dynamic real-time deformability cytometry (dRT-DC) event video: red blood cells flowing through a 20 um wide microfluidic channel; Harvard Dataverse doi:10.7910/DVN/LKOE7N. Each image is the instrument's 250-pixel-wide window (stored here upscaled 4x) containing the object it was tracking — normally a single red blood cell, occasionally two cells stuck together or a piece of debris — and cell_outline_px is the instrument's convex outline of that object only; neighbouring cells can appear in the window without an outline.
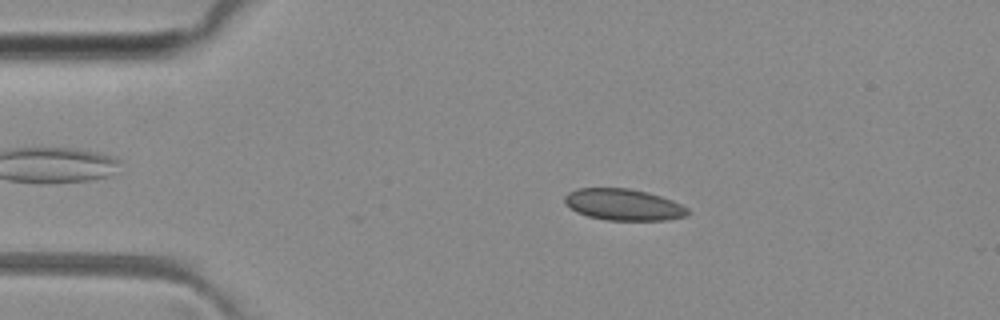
{"species": "common noctule bat (a hibernating species)", "species_latin": "Nyctalus noctula", "temperature_condition": "room temperature", "stored_images_in_passage": 40, "camera_frame_rate_fps": 3000, "um_per_image_px": 0.085, "animal": {"sex": "female", "body_mass_g": 29.2, "forearm_length_mm": 56.3}, "frame": {"image": 1, "passage_image": 9, "time_ms": 2.667, "image_size_px": [1000, 320], "cell_outline_px": [[688, 216], [668, 220], [608, 220], [588, 216], [576, 212], [564, 204], [564, 196], [568, 192], [576, 188], [628, 188], [648, 192], [672, 200], [688, 208]], "centroid_in_image_um": [52.97, 17.39], "position_along_channel_um": 32.0, "area_um2": 22.72}}
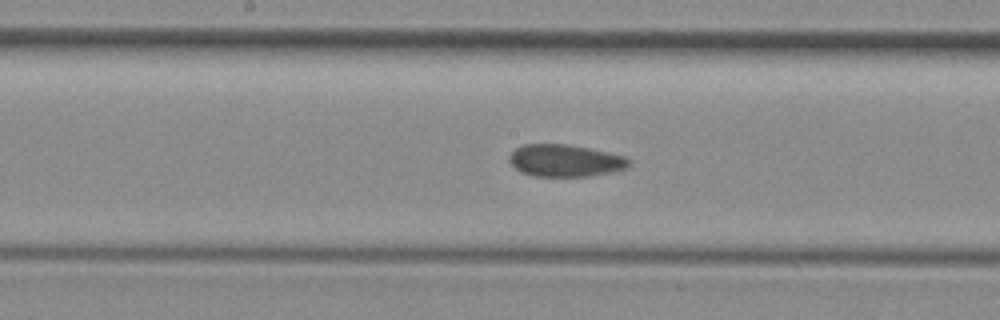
{"frame": {"image": 2, "passage_image": 25, "time_ms": 8.0, "image_size_px": [1000, 320], "cell_outline_px": [[632, 164], [628, 168], [612, 172], [592, 176], [532, 176], [520, 172], [508, 160], [508, 156], [516, 148], [524, 144], [572, 144], [628, 156], [632, 160]], "centroid_in_image_um": [48.11, 13.64], "position_along_channel_um": 200.1, "area_um2": 22.95}}
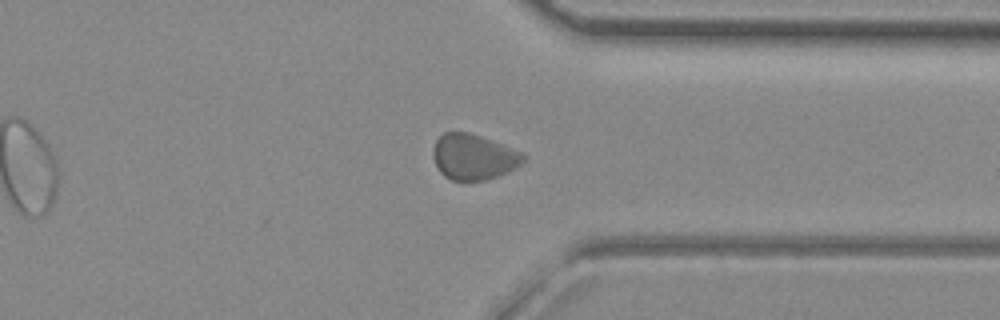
{"frame": {"image": 3, "passage_image": 38, "time_ms": 12.333, "image_size_px": [1000, 320], "cell_outline_px": [[524, 160], [520, 164], [508, 172], [488, 180], [452, 180], [444, 176], [440, 172], [432, 156], [432, 148], [436, 140], [444, 132], [468, 132], [492, 140], [520, 152], [524, 156]], "centroid_in_image_um": [40.21, 13.34], "position_along_channel_um": 371.2, "area_um2": 23.81}}